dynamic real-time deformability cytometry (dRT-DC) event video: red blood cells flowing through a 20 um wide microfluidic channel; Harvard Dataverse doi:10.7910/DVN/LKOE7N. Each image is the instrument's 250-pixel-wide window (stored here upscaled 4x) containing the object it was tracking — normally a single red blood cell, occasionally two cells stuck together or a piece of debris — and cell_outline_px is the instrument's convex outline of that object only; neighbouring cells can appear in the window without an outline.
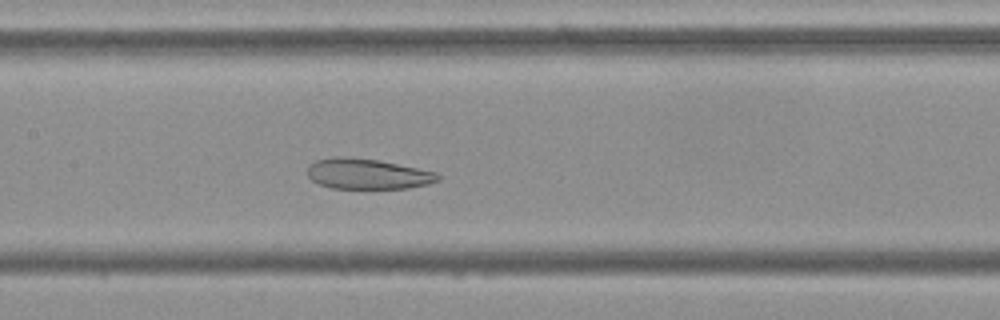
{"species": "Egyptian fruit bat (a non-hibernating species)", "species_latin": "Rousettus aegyptiacus", "temperature_condition": "cold", "stored_images_in_passage": 41, "camera_frame_rate_fps": 3000, "um_per_image_px": 0.085, "frame": {"image": 1, "passage_image": 13, "time_ms": 4.0, "image_size_px": [1000, 320], "cell_outline_px": [[440, 180], [428, 184], [408, 188], [332, 188], [320, 184], [312, 180], [308, 176], [308, 164], [316, 160], [344, 156], [376, 160], [436, 172], [440, 176]], "centroid_in_image_um": [31.23, 14.79], "position_along_channel_um": 176.2, "area_um2": 22.83}}
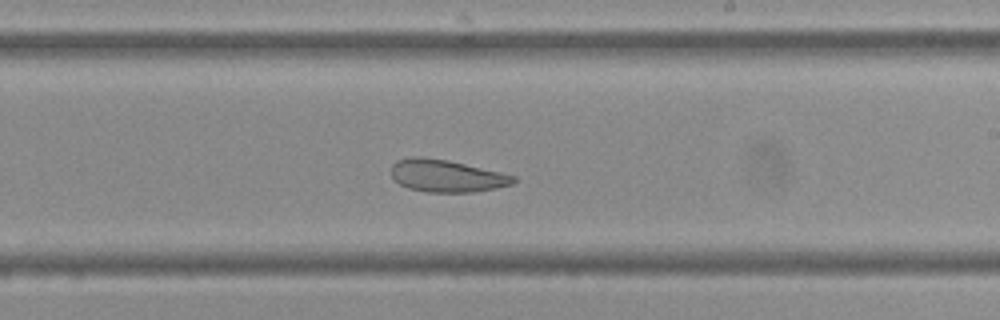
{"frame": {"image": 2, "passage_image": 19, "time_ms": 6.0, "image_size_px": [1000, 320], "cell_outline_px": [[516, 180], [512, 184], [496, 188], [472, 192], [428, 192], [408, 188], [400, 184], [392, 176], [392, 164], [396, 160], [412, 156], [420, 156], [448, 160], [500, 172], [516, 176]], "centroid_in_image_um": [37.95, 14.94], "position_along_channel_um": 251.1, "area_um2": 22.95}}
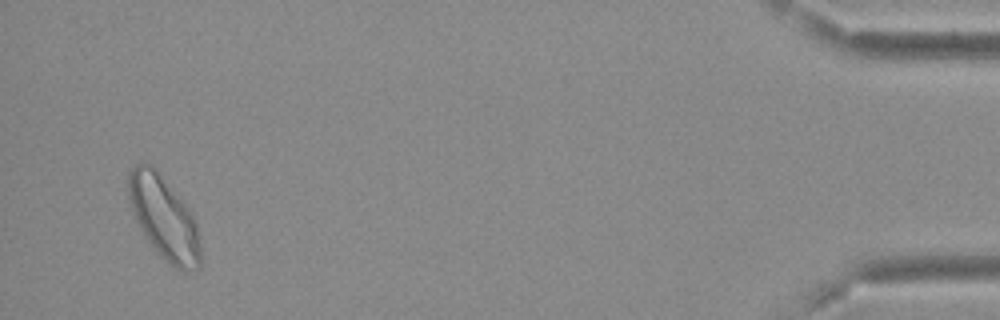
{"frame": {"image": 3, "passage_image": 39, "time_ms": 12.667, "image_size_px": [1000, 320], "cell_outline_px": [[200, 268], [196, 272], [180, 272], [168, 264], [152, 248], [144, 236], [132, 212], [128, 200], [128, 168], [144, 160], [152, 164], [156, 168], [184, 204], [196, 220], [200, 244]], "centroid_in_image_um": [13.91, 18.54], "position_along_channel_um": 421.3, "area_um2": 35.6}, "authors_computed_cell_mechanics": {"area_um2": 26.6458, "velocity_mm_per_s": 3.7599, "shape_relaxation_time_tau1_ms": null, "shape_relaxation_time_tau2_ms": 1.6747, "deformation_change_tau1": null, "deformation_change_tau2": 0.0881}}